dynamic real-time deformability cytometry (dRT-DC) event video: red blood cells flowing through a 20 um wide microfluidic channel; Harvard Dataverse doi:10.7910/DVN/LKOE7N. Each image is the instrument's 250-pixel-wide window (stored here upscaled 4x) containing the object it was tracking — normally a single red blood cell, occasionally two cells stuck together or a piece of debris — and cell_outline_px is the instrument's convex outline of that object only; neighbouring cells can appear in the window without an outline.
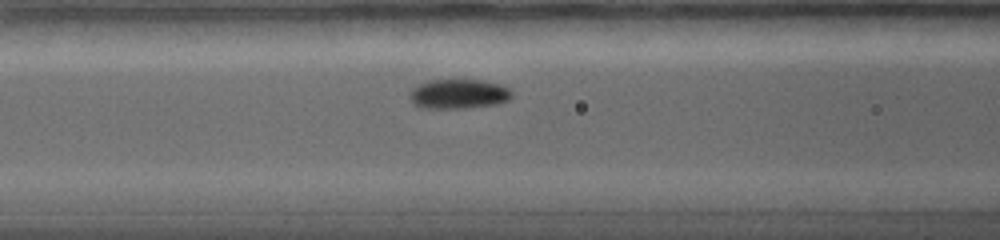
{"species": "common noctule bat (a hibernating species)", "species_latin": "Nyctalus noctula", "temperature_condition": "warm", "stored_images_in_passage": 13, "camera_frame_rate_fps": 5000, "um_per_image_px": 0.085, "animal": {"sex": "female", "body_mass_g": 19.0, "forearm_length_mm": 56.7}, "frame": {"image": 1, "passage_image": 6, "time_ms": 4.2, "image_size_px": [1000, 240], "cell_outline_px": [[512, 96], [508, 100], [496, 104], [464, 108], [420, 108], [412, 104], [412, 88], [428, 80], [484, 80], [500, 84], [508, 88], [512, 92]], "centroid_in_image_um": [39.0, 7.98], "position_along_channel_um": 127.6, "area_um2": 17.51}}
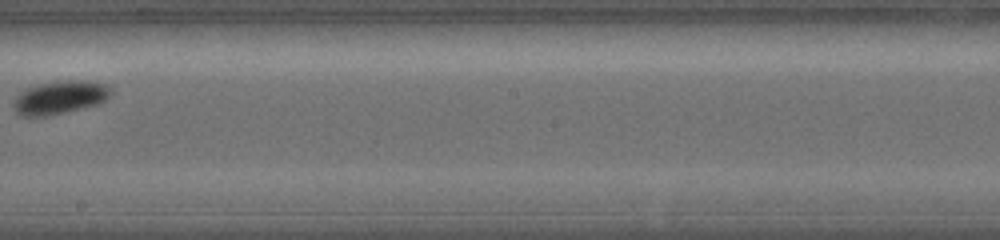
{"frame": {"image": 2, "passage_image": 10, "time_ms": 7.6, "image_size_px": [1000, 240], "cell_outline_px": [[112, 92], [104, 100], [96, 104], [64, 112], [44, 116], [20, 116], [16, 112], [16, 96], [20, 92], [28, 88], [40, 84], [68, 80], [80, 80], [104, 84], [112, 88]], "centroid_in_image_um": [5.1, 8.28], "position_along_channel_um": 243.1, "area_um2": 18.21}}
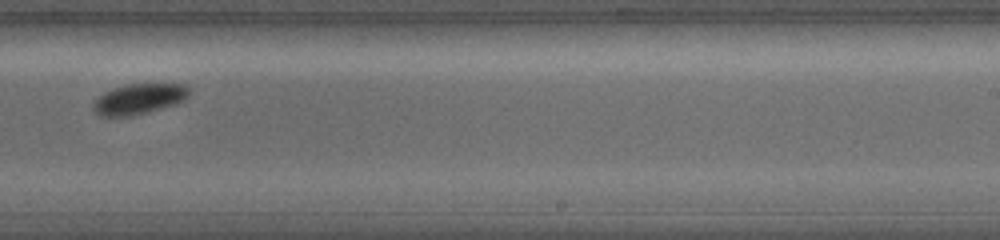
{"frame": {"image": 3, "passage_image": 11, "time_ms": 8.6, "image_size_px": [1000, 240], "cell_outline_px": [[188, 96], [184, 100], [176, 104], [148, 112], [132, 116], [100, 116], [92, 108], [92, 104], [104, 92], [112, 88], [128, 84], [184, 84], [188, 88]], "centroid_in_image_um": [11.8, 8.41], "position_along_channel_um": 277.2, "area_um2": 16.94}}